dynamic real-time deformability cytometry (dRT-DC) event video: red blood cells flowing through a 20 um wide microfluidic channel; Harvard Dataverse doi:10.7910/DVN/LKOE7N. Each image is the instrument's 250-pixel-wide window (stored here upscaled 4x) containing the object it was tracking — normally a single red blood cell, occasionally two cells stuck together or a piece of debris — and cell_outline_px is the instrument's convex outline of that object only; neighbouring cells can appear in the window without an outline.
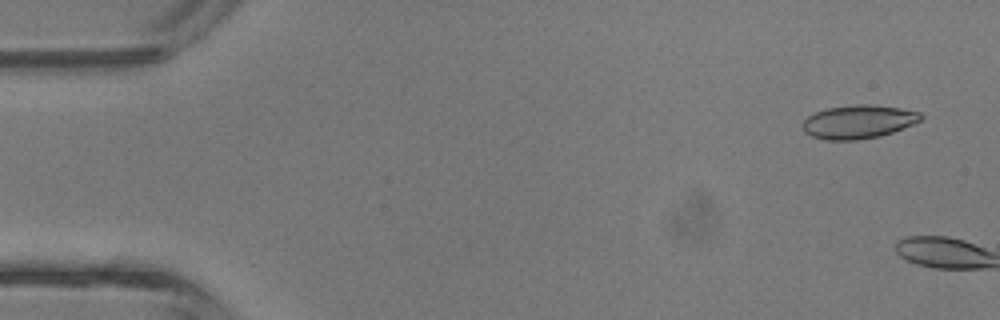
{"species": "common noctule bat (a hibernating species)", "species_latin": "Nyctalus noctula", "temperature_condition": "room temperature", "stored_images_in_passage": 3, "camera_frame_rate_fps": 3000, "um_per_image_px": 0.085, "animal": {"sex": "male", "body_mass_g": 13.3}, "frame": {"image": 1, "passage_image": 1, "time_ms": 0.0, "image_size_px": [1000, 320], "cell_outline_px": [[924, 116], [920, 120], [912, 124], [892, 132], [880, 136], [856, 140], [828, 140], [812, 136], [804, 132], [804, 120], [808, 116], [816, 112], [828, 108], [856, 104], [872, 104], [900, 108], [920, 112]], "centroid_in_image_um": [72.98, 10.34], "position_along_channel_um": 12.0, "area_um2": 22.89}}